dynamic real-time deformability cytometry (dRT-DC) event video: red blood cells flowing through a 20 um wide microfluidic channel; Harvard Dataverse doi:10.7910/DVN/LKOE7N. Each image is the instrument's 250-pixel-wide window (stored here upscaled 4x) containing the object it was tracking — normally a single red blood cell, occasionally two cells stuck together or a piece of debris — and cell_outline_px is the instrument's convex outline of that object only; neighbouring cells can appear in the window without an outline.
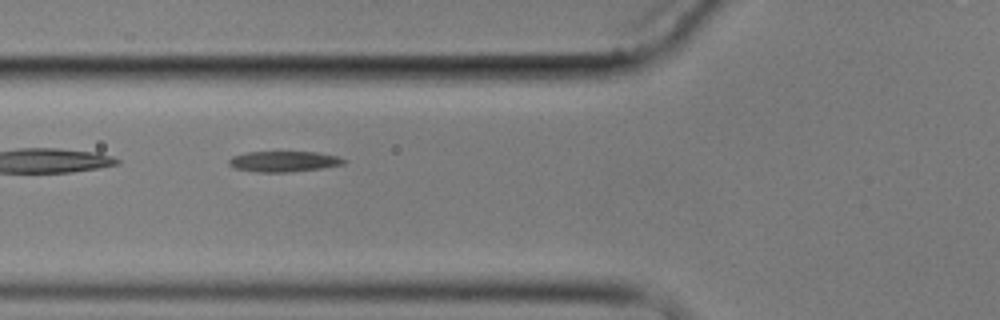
{"species": "common noctule bat (a hibernating species)", "species_latin": "Nyctalus noctula", "temperature_condition": "cold", "stored_images_in_passage": 7, "segment_of_instrument_passage": [2, 2], "camera_frame_rate_fps": 3000, "um_per_image_px": 0.085, "animal": {"sex": "male", "body_mass_g": 17.9}, "frame": {"image": 1, "passage_image": 6, "time_ms": 6.0, "image_size_px": [1000, 320], "cell_outline_px": [[348, 160], [344, 164], [324, 168], [288, 172], [256, 172], [236, 168], [228, 164], [228, 160], [232, 156], [248, 152], [316, 152], [336, 156]], "centroid_in_image_um": [24.14, 13.72], "position_along_channel_um": 101.7, "area_um2": 13.81}}